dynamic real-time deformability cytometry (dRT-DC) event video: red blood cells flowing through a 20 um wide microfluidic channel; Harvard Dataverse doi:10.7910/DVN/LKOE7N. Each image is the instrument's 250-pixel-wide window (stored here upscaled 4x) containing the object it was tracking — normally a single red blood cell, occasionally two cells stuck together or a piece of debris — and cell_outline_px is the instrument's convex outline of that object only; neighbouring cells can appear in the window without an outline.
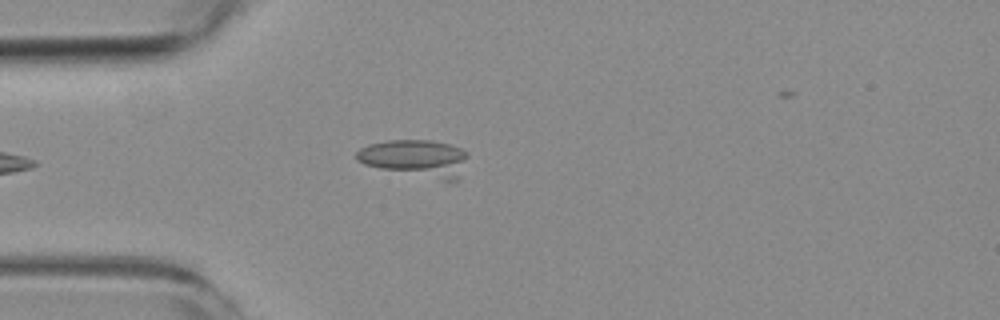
{"species": "common noctule bat (a hibernating species)", "species_latin": "Nyctalus noctula", "temperature_condition": "room temperature", "stored_images_in_passage": 7, "camera_frame_rate_fps": 3000, "um_per_image_px": 0.085, "animal": {"sex": "female", "body_mass_g": 19.3, "forearm_length_mm": 54.1}, "frame": {"image": 1, "passage_image": 5, "time_ms": 4.667, "image_size_px": [1000, 320], "cell_outline_px": [[468, 156], [456, 180], [448, 184], [380, 168], [364, 164], [356, 160], [356, 152], [360, 148], [368, 144], [388, 140], [432, 140], [448, 144], [460, 148], [468, 152]], "centroid_in_image_um": [35.35, 13.48], "position_along_channel_um": 49.7, "area_um2": 24.57}}